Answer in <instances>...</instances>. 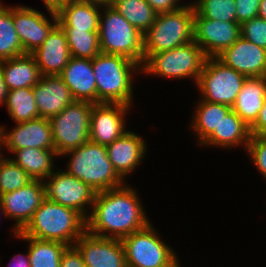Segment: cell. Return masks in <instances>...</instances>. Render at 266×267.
Returning <instances> with one entry per match:
<instances>
[{
	"label": "cell",
	"instance_id": "obj_29",
	"mask_svg": "<svg viewBox=\"0 0 266 267\" xmlns=\"http://www.w3.org/2000/svg\"><path fill=\"white\" fill-rule=\"evenodd\" d=\"M16 238L27 241L31 267H60L62 253L68 247L58 241L39 240L27 236Z\"/></svg>",
	"mask_w": 266,
	"mask_h": 267
},
{
	"label": "cell",
	"instance_id": "obj_18",
	"mask_svg": "<svg viewBox=\"0 0 266 267\" xmlns=\"http://www.w3.org/2000/svg\"><path fill=\"white\" fill-rule=\"evenodd\" d=\"M217 58L247 78L266 77V49L242 36Z\"/></svg>",
	"mask_w": 266,
	"mask_h": 267
},
{
	"label": "cell",
	"instance_id": "obj_33",
	"mask_svg": "<svg viewBox=\"0 0 266 267\" xmlns=\"http://www.w3.org/2000/svg\"><path fill=\"white\" fill-rule=\"evenodd\" d=\"M71 57L93 60L101 53L99 32L85 30H64Z\"/></svg>",
	"mask_w": 266,
	"mask_h": 267
},
{
	"label": "cell",
	"instance_id": "obj_39",
	"mask_svg": "<svg viewBox=\"0 0 266 267\" xmlns=\"http://www.w3.org/2000/svg\"><path fill=\"white\" fill-rule=\"evenodd\" d=\"M60 267H86L82 254L75 246H68L62 253Z\"/></svg>",
	"mask_w": 266,
	"mask_h": 267
},
{
	"label": "cell",
	"instance_id": "obj_5",
	"mask_svg": "<svg viewBox=\"0 0 266 267\" xmlns=\"http://www.w3.org/2000/svg\"><path fill=\"white\" fill-rule=\"evenodd\" d=\"M189 3L177 10L156 14L154 23L144 34V61L152 54L194 41L195 10L192 2Z\"/></svg>",
	"mask_w": 266,
	"mask_h": 267
},
{
	"label": "cell",
	"instance_id": "obj_11",
	"mask_svg": "<svg viewBox=\"0 0 266 267\" xmlns=\"http://www.w3.org/2000/svg\"><path fill=\"white\" fill-rule=\"evenodd\" d=\"M57 168L44 180L46 198L75 209L86 219L89 215L88 204L92 208L96 191L77 177Z\"/></svg>",
	"mask_w": 266,
	"mask_h": 267
},
{
	"label": "cell",
	"instance_id": "obj_7",
	"mask_svg": "<svg viewBox=\"0 0 266 267\" xmlns=\"http://www.w3.org/2000/svg\"><path fill=\"white\" fill-rule=\"evenodd\" d=\"M207 56L192 41L186 45L149 56L141 66L142 73L172 79H193L195 85L201 75Z\"/></svg>",
	"mask_w": 266,
	"mask_h": 267
},
{
	"label": "cell",
	"instance_id": "obj_43",
	"mask_svg": "<svg viewBox=\"0 0 266 267\" xmlns=\"http://www.w3.org/2000/svg\"><path fill=\"white\" fill-rule=\"evenodd\" d=\"M48 12L57 13L68 0H41Z\"/></svg>",
	"mask_w": 266,
	"mask_h": 267
},
{
	"label": "cell",
	"instance_id": "obj_30",
	"mask_svg": "<svg viewBox=\"0 0 266 267\" xmlns=\"http://www.w3.org/2000/svg\"><path fill=\"white\" fill-rule=\"evenodd\" d=\"M8 115L15 123L39 118L33 88H18L7 92L4 105Z\"/></svg>",
	"mask_w": 266,
	"mask_h": 267
},
{
	"label": "cell",
	"instance_id": "obj_42",
	"mask_svg": "<svg viewBox=\"0 0 266 267\" xmlns=\"http://www.w3.org/2000/svg\"><path fill=\"white\" fill-rule=\"evenodd\" d=\"M9 262V267H31L28 252L27 254L19 253L15 255Z\"/></svg>",
	"mask_w": 266,
	"mask_h": 267
},
{
	"label": "cell",
	"instance_id": "obj_24",
	"mask_svg": "<svg viewBox=\"0 0 266 267\" xmlns=\"http://www.w3.org/2000/svg\"><path fill=\"white\" fill-rule=\"evenodd\" d=\"M0 68L8 91L18 88H33L42 77L31 54L0 61Z\"/></svg>",
	"mask_w": 266,
	"mask_h": 267
},
{
	"label": "cell",
	"instance_id": "obj_22",
	"mask_svg": "<svg viewBox=\"0 0 266 267\" xmlns=\"http://www.w3.org/2000/svg\"><path fill=\"white\" fill-rule=\"evenodd\" d=\"M59 76L69 87L74 101L97 103V87L91 59L71 57Z\"/></svg>",
	"mask_w": 266,
	"mask_h": 267
},
{
	"label": "cell",
	"instance_id": "obj_38",
	"mask_svg": "<svg viewBox=\"0 0 266 267\" xmlns=\"http://www.w3.org/2000/svg\"><path fill=\"white\" fill-rule=\"evenodd\" d=\"M261 0H235L236 22H243L258 17Z\"/></svg>",
	"mask_w": 266,
	"mask_h": 267
},
{
	"label": "cell",
	"instance_id": "obj_10",
	"mask_svg": "<svg viewBox=\"0 0 266 267\" xmlns=\"http://www.w3.org/2000/svg\"><path fill=\"white\" fill-rule=\"evenodd\" d=\"M121 241L127 267H164L177 257L176 251L159 238L152 223Z\"/></svg>",
	"mask_w": 266,
	"mask_h": 267
},
{
	"label": "cell",
	"instance_id": "obj_1",
	"mask_svg": "<svg viewBox=\"0 0 266 267\" xmlns=\"http://www.w3.org/2000/svg\"><path fill=\"white\" fill-rule=\"evenodd\" d=\"M137 190L124 185L96 192L92 210L86 218L90 234L122 240L150 224ZM108 232V233H107Z\"/></svg>",
	"mask_w": 266,
	"mask_h": 267
},
{
	"label": "cell",
	"instance_id": "obj_6",
	"mask_svg": "<svg viewBox=\"0 0 266 267\" xmlns=\"http://www.w3.org/2000/svg\"><path fill=\"white\" fill-rule=\"evenodd\" d=\"M101 10L104 12H101L99 17L101 53L122 55L142 66L144 35L113 7H102Z\"/></svg>",
	"mask_w": 266,
	"mask_h": 267
},
{
	"label": "cell",
	"instance_id": "obj_46",
	"mask_svg": "<svg viewBox=\"0 0 266 267\" xmlns=\"http://www.w3.org/2000/svg\"><path fill=\"white\" fill-rule=\"evenodd\" d=\"M258 17L266 20V0H261Z\"/></svg>",
	"mask_w": 266,
	"mask_h": 267
},
{
	"label": "cell",
	"instance_id": "obj_17",
	"mask_svg": "<svg viewBox=\"0 0 266 267\" xmlns=\"http://www.w3.org/2000/svg\"><path fill=\"white\" fill-rule=\"evenodd\" d=\"M74 246L86 267H127L121 240L99 237L85 231Z\"/></svg>",
	"mask_w": 266,
	"mask_h": 267
},
{
	"label": "cell",
	"instance_id": "obj_19",
	"mask_svg": "<svg viewBox=\"0 0 266 267\" xmlns=\"http://www.w3.org/2000/svg\"><path fill=\"white\" fill-rule=\"evenodd\" d=\"M108 158L117 174L125 181L139 166L147 151L142 136L127 130L120 138L106 146Z\"/></svg>",
	"mask_w": 266,
	"mask_h": 267
},
{
	"label": "cell",
	"instance_id": "obj_44",
	"mask_svg": "<svg viewBox=\"0 0 266 267\" xmlns=\"http://www.w3.org/2000/svg\"><path fill=\"white\" fill-rule=\"evenodd\" d=\"M7 92L8 90L4 81V76L0 68V105L5 104L7 98Z\"/></svg>",
	"mask_w": 266,
	"mask_h": 267
},
{
	"label": "cell",
	"instance_id": "obj_47",
	"mask_svg": "<svg viewBox=\"0 0 266 267\" xmlns=\"http://www.w3.org/2000/svg\"><path fill=\"white\" fill-rule=\"evenodd\" d=\"M2 148H3V141H2V137H1V134H0V165L1 163L5 160V156L3 154L5 153H2Z\"/></svg>",
	"mask_w": 266,
	"mask_h": 267
},
{
	"label": "cell",
	"instance_id": "obj_16",
	"mask_svg": "<svg viewBox=\"0 0 266 267\" xmlns=\"http://www.w3.org/2000/svg\"><path fill=\"white\" fill-rule=\"evenodd\" d=\"M15 124V127L9 132H7L4 125H0L3 147L9 153L26 147L55 150L52 127L48 118L39 117Z\"/></svg>",
	"mask_w": 266,
	"mask_h": 267
},
{
	"label": "cell",
	"instance_id": "obj_32",
	"mask_svg": "<svg viewBox=\"0 0 266 267\" xmlns=\"http://www.w3.org/2000/svg\"><path fill=\"white\" fill-rule=\"evenodd\" d=\"M21 42L13 24L12 5L0 1V61L24 55Z\"/></svg>",
	"mask_w": 266,
	"mask_h": 267
},
{
	"label": "cell",
	"instance_id": "obj_8",
	"mask_svg": "<svg viewBox=\"0 0 266 267\" xmlns=\"http://www.w3.org/2000/svg\"><path fill=\"white\" fill-rule=\"evenodd\" d=\"M93 103L73 101L60 113L50 118L53 144L61 155L89 141L90 115Z\"/></svg>",
	"mask_w": 266,
	"mask_h": 267
},
{
	"label": "cell",
	"instance_id": "obj_28",
	"mask_svg": "<svg viewBox=\"0 0 266 267\" xmlns=\"http://www.w3.org/2000/svg\"><path fill=\"white\" fill-rule=\"evenodd\" d=\"M200 100L196 104L192 123L190 122L191 125H189L196 134L198 145H201L214 132L215 128H218L223 118L232 110L231 106L225 104Z\"/></svg>",
	"mask_w": 266,
	"mask_h": 267
},
{
	"label": "cell",
	"instance_id": "obj_27",
	"mask_svg": "<svg viewBox=\"0 0 266 267\" xmlns=\"http://www.w3.org/2000/svg\"><path fill=\"white\" fill-rule=\"evenodd\" d=\"M14 158H10L15 164L20 166L33 180L44 181L54 171V158L59 155L55 150L26 147L15 150Z\"/></svg>",
	"mask_w": 266,
	"mask_h": 267
},
{
	"label": "cell",
	"instance_id": "obj_23",
	"mask_svg": "<svg viewBox=\"0 0 266 267\" xmlns=\"http://www.w3.org/2000/svg\"><path fill=\"white\" fill-rule=\"evenodd\" d=\"M101 8L92 0H68L57 12L58 24L63 30L98 32Z\"/></svg>",
	"mask_w": 266,
	"mask_h": 267
},
{
	"label": "cell",
	"instance_id": "obj_37",
	"mask_svg": "<svg viewBox=\"0 0 266 267\" xmlns=\"http://www.w3.org/2000/svg\"><path fill=\"white\" fill-rule=\"evenodd\" d=\"M246 151L259 173L266 179V135H251Z\"/></svg>",
	"mask_w": 266,
	"mask_h": 267
},
{
	"label": "cell",
	"instance_id": "obj_9",
	"mask_svg": "<svg viewBox=\"0 0 266 267\" xmlns=\"http://www.w3.org/2000/svg\"><path fill=\"white\" fill-rule=\"evenodd\" d=\"M247 77L217 57H207L197 81L202 100L233 106Z\"/></svg>",
	"mask_w": 266,
	"mask_h": 267
},
{
	"label": "cell",
	"instance_id": "obj_12",
	"mask_svg": "<svg viewBox=\"0 0 266 267\" xmlns=\"http://www.w3.org/2000/svg\"><path fill=\"white\" fill-rule=\"evenodd\" d=\"M45 198V183L42 180H32L20 189L0 194V214L15 220L12 229L14 237L27 225Z\"/></svg>",
	"mask_w": 266,
	"mask_h": 267
},
{
	"label": "cell",
	"instance_id": "obj_25",
	"mask_svg": "<svg viewBox=\"0 0 266 267\" xmlns=\"http://www.w3.org/2000/svg\"><path fill=\"white\" fill-rule=\"evenodd\" d=\"M249 126L231 110L221 121L218 128L200 145L220 148H233L242 145L247 150L250 140Z\"/></svg>",
	"mask_w": 266,
	"mask_h": 267
},
{
	"label": "cell",
	"instance_id": "obj_26",
	"mask_svg": "<svg viewBox=\"0 0 266 267\" xmlns=\"http://www.w3.org/2000/svg\"><path fill=\"white\" fill-rule=\"evenodd\" d=\"M266 94V77L247 78L232 110L250 127L258 117Z\"/></svg>",
	"mask_w": 266,
	"mask_h": 267
},
{
	"label": "cell",
	"instance_id": "obj_35",
	"mask_svg": "<svg viewBox=\"0 0 266 267\" xmlns=\"http://www.w3.org/2000/svg\"><path fill=\"white\" fill-rule=\"evenodd\" d=\"M9 156L0 165V194L9 193L26 186L33 179Z\"/></svg>",
	"mask_w": 266,
	"mask_h": 267
},
{
	"label": "cell",
	"instance_id": "obj_41",
	"mask_svg": "<svg viewBox=\"0 0 266 267\" xmlns=\"http://www.w3.org/2000/svg\"><path fill=\"white\" fill-rule=\"evenodd\" d=\"M146 1L157 14L174 11L182 6L181 4H179V1L182 0H146Z\"/></svg>",
	"mask_w": 266,
	"mask_h": 267
},
{
	"label": "cell",
	"instance_id": "obj_20",
	"mask_svg": "<svg viewBox=\"0 0 266 267\" xmlns=\"http://www.w3.org/2000/svg\"><path fill=\"white\" fill-rule=\"evenodd\" d=\"M31 55L42 76L60 75L71 59L67 36L62 27L57 24Z\"/></svg>",
	"mask_w": 266,
	"mask_h": 267
},
{
	"label": "cell",
	"instance_id": "obj_13",
	"mask_svg": "<svg viewBox=\"0 0 266 267\" xmlns=\"http://www.w3.org/2000/svg\"><path fill=\"white\" fill-rule=\"evenodd\" d=\"M41 11L24 5L12 6L13 24L25 54H31L46 40L51 30L58 24L57 13Z\"/></svg>",
	"mask_w": 266,
	"mask_h": 267
},
{
	"label": "cell",
	"instance_id": "obj_14",
	"mask_svg": "<svg viewBox=\"0 0 266 267\" xmlns=\"http://www.w3.org/2000/svg\"><path fill=\"white\" fill-rule=\"evenodd\" d=\"M241 36V24L212 20L194 12V41L207 57H218Z\"/></svg>",
	"mask_w": 266,
	"mask_h": 267
},
{
	"label": "cell",
	"instance_id": "obj_2",
	"mask_svg": "<svg viewBox=\"0 0 266 267\" xmlns=\"http://www.w3.org/2000/svg\"><path fill=\"white\" fill-rule=\"evenodd\" d=\"M85 231L86 219L79 212L45 198L17 236L74 246Z\"/></svg>",
	"mask_w": 266,
	"mask_h": 267
},
{
	"label": "cell",
	"instance_id": "obj_45",
	"mask_svg": "<svg viewBox=\"0 0 266 267\" xmlns=\"http://www.w3.org/2000/svg\"><path fill=\"white\" fill-rule=\"evenodd\" d=\"M101 7H113L119 0H92Z\"/></svg>",
	"mask_w": 266,
	"mask_h": 267
},
{
	"label": "cell",
	"instance_id": "obj_3",
	"mask_svg": "<svg viewBox=\"0 0 266 267\" xmlns=\"http://www.w3.org/2000/svg\"><path fill=\"white\" fill-rule=\"evenodd\" d=\"M97 103H120L132 106L133 75L141 73V66L133 60L113 54L99 53L92 60ZM134 73V74H133Z\"/></svg>",
	"mask_w": 266,
	"mask_h": 267
},
{
	"label": "cell",
	"instance_id": "obj_36",
	"mask_svg": "<svg viewBox=\"0 0 266 267\" xmlns=\"http://www.w3.org/2000/svg\"><path fill=\"white\" fill-rule=\"evenodd\" d=\"M241 36L266 49V20L255 17L241 24Z\"/></svg>",
	"mask_w": 266,
	"mask_h": 267
},
{
	"label": "cell",
	"instance_id": "obj_4",
	"mask_svg": "<svg viewBox=\"0 0 266 267\" xmlns=\"http://www.w3.org/2000/svg\"><path fill=\"white\" fill-rule=\"evenodd\" d=\"M68 155L70 159L65 171L88 184L96 192L124 185L125 181L117 174L108 158L106 146L88 141L61 156Z\"/></svg>",
	"mask_w": 266,
	"mask_h": 267
},
{
	"label": "cell",
	"instance_id": "obj_31",
	"mask_svg": "<svg viewBox=\"0 0 266 267\" xmlns=\"http://www.w3.org/2000/svg\"><path fill=\"white\" fill-rule=\"evenodd\" d=\"M113 8L143 35L152 26L157 14L146 0H119Z\"/></svg>",
	"mask_w": 266,
	"mask_h": 267
},
{
	"label": "cell",
	"instance_id": "obj_48",
	"mask_svg": "<svg viewBox=\"0 0 266 267\" xmlns=\"http://www.w3.org/2000/svg\"><path fill=\"white\" fill-rule=\"evenodd\" d=\"M164 267H181L178 257H176L169 265Z\"/></svg>",
	"mask_w": 266,
	"mask_h": 267
},
{
	"label": "cell",
	"instance_id": "obj_40",
	"mask_svg": "<svg viewBox=\"0 0 266 267\" xmlns=\"http://www.w3.org/2000/svg\"><path fill=\"white\" fill-rule=\"evenodd\" d=\"M250 135H266V94L255 122L249 127Z\"/></svg>",
	"mask_w": 266,
	"mask_h": 267
},
{
	"label": "cell",
	"instance_id": "obj_21",
	"mask_svg": "<svg viewBox=\"0 0 266 267\" xmlns=\"http://www.w3.org/2000/svg\"><path fill=\"white\" fill-rule=\"evenodd\" d=\"M33 95L39 117L48 119L60 113L74 101L69 87L59 75L42 76L33 87Z\"/></svg>",
	"mask_w": 266,
	"mask_h": 267
},
{
	"label": "cell",
	"instance_id": "obj_15",
	"mask_svg": "<svg viewBox=\"0 0 266 267\" xmlns=\"http://www.w3.org/2000/svg\"><path fill=\"white\" fill-rule=\"evenodd\" d=\"M131 106L120 103H96L90 115L89 141L107 146L126 131V117Z\"/></svg>",
	"mask_w": 266,
	"mask_h": 267
},
{
	"label": "cell",
	"instance_id": "obj_34",
	"mask_svg": "<svg viewBox=\"0 0 266 267\" xmlns=\"http://www.w3.org/2000/svg\"><path fill=\"white\" fill-rule=\"evenodd\" d=\"M192 4L194 10L205 18L222 22H236L235 0H197Z\"/></svg>",
	"mask_w": 266,
	"mask_h": 267
}]
</instances>
